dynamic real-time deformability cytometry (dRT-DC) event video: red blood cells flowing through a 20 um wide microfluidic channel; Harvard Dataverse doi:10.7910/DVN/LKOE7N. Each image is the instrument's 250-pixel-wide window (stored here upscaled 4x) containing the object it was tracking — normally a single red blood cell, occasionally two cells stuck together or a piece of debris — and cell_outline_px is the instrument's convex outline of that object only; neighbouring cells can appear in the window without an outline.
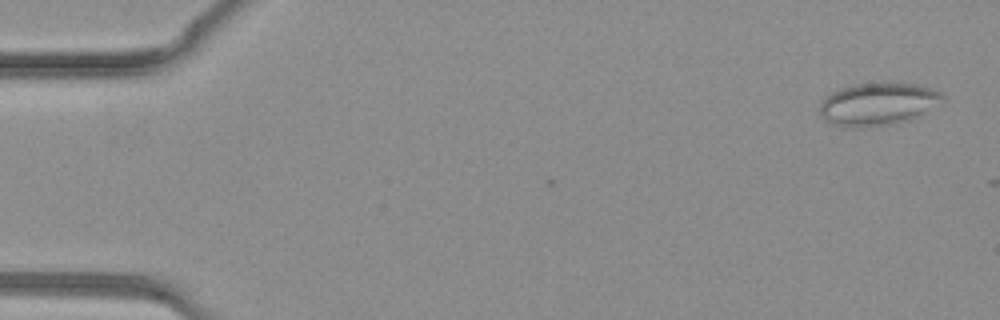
{"species": "common noctule bat (a hibernating species)", "species_latin": "Nyctalus noctula", "temperature_condition": "warm", "stored_images_in_passage": 4, "camera_frame_rate_fps": 3000, "um_per_image_px": 0.085, "animal": {"sex": "female", "body_mass_g": 19.3, "forearm_length_mm": 54.1}, "frame": {"image": 1, "passage_image": 2, "time_ms": 0.333, "image_size_px": [1000, 320], "cell_outline_px": [[944, 100], [908, 120], [856, 128], [832, 124], [820, 112], [820, 104], [824, 96], [840, 88], [856, 84], [884, 80], [888, 80], [916, 84], [940, 92], [944, 96]], "centroid_in_image_um": [74.59, 8.78], "position_along_channel_um": 10.4, "area_um2": 30.35}}